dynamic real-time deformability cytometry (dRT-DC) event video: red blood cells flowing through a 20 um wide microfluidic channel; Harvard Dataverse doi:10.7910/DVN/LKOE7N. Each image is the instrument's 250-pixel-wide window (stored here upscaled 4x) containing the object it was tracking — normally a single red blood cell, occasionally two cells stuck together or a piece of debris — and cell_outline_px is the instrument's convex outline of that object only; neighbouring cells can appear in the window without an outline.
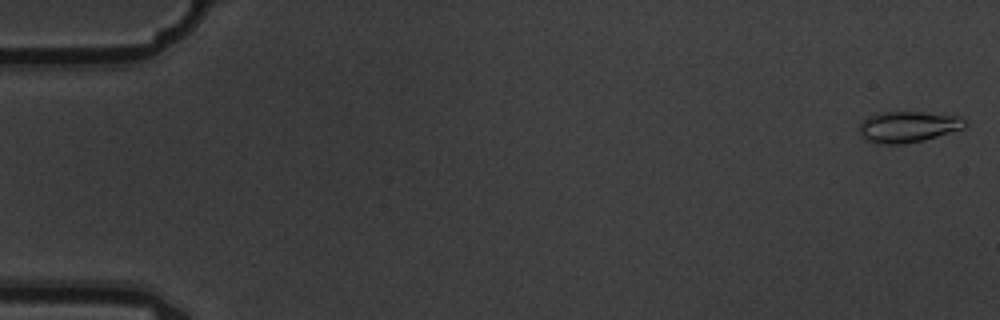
{"species": "common noctule bat (a hibernating species)", "species_latin": "Nyctalus noctula", "temperature_condition": "warm", "stored_images_in_passage": 5, "camera_frame_rate_fps": 3000, "um_per_image_px": 0.085, "animal": {"sex": "male", "body_mass_g": 19.5, "forearm_length_mm": 54.6}, "frame": {"image": 1, "passage_image": 1, "time_ms": 0.0, "image_size_px": [1000, 320], "cell_outline_px": [[968, 124], [964, 128], [924, 140], [904, 144], [876, 144], [864, 140], [860, 136], [860, 124], [868, 116], [880, 112], [924, 112], [960, 116]], "centroid_in_image_um": [77.16, 10.78], "position_along_channel_um": 7.8, "area_um2": 19.31}}